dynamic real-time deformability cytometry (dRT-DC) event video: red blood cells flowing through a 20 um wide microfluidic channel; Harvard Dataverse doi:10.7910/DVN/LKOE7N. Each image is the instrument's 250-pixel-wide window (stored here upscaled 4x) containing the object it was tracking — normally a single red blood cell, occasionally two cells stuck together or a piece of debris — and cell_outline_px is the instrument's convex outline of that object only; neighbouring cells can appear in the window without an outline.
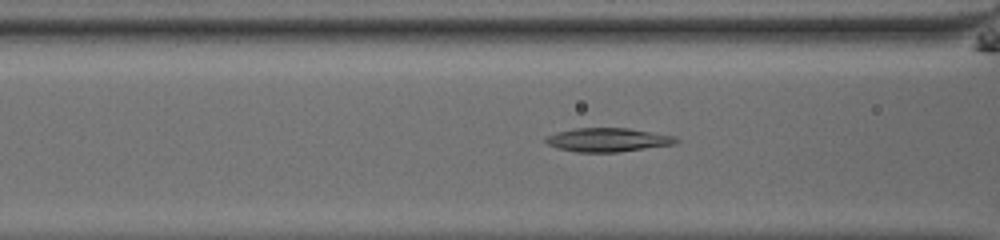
{"species": "common noctule bat (a hibernating species)", "species_latin": "Nyctalus noctula", "temperature_condition": "room temperature", "stored_images_in_passage": 40, "camera_frame_rate_fps": 3000, "um_per_image_px": 0.085, "animal": {"sex": "male", "body_mass_g": 13.0, "forearm_length_mm": 53.1}, "frame": {"image": 1, "passage_image": 10, "time_ms": 3.0, "image_size_px": [1000, 240], "cell_outline_px": [[680, 140], [676, 144], [616, 152], [576, 152], [560, 148], [548, 144], [544, 140], [548, 136], [556, 132], [576, 128], [628, 128], [676, 136]], "centroid_in_image_um": [51.71, 11.88], "position_along_channel_um": 114.9, "area_um2": 17.92}}
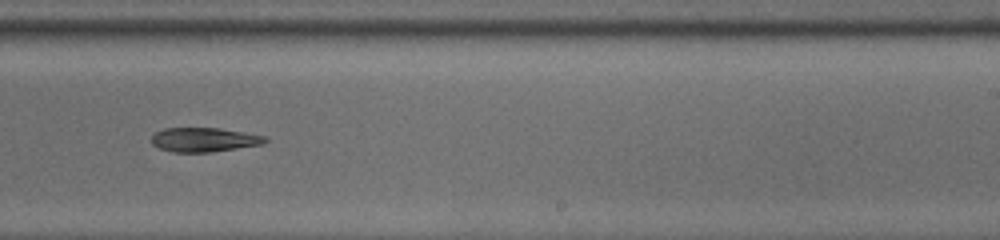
{"frame": {"image": 2, "passage_image": 22, "time_ms": 7.0, "image_size_px": [1000, 240], "cell_outline_px": [[268, 140], [264, 144], [208, 152], [172, 152], [160, 148], [152, 144], [152, 136], [156, 132], [164, 128], [220, 128], [268, 136]], "centroid_in_image_um": [17.38, 11.87], "position_along_channel_um": 271.6, "area_um2": 16.01}}
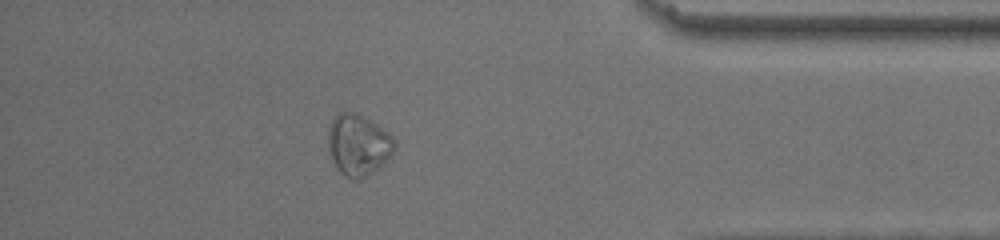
{"frame": {"image": 3, "passage_image": 34, "time_ms": 11.0, "image_size_px": [1000, 240], "cell_outline_px": [[396, 148], [380, 168], [356, 180], [352, 180], [340, 172], [336, 168], [328, 152], [328, 128], [332, 120], [340, 112], [356, 112], [388, 132], [396, 140]], "centroid_in_image_um": [30.44, 12.33], "position_along_channel_um": 404.8, "area_um2": 23.76}, "authors_computed_cell_mechanics": {"area_um2": 17.9469, "velocity_mm_per_s": 3.9166, "shape_relaxation_time_tau1_ms": 7.775, "shape_relaxation_time_tau2_ms": null, "deformation_change_tau1": 0.1037, "deformation_change_tau2": null}}